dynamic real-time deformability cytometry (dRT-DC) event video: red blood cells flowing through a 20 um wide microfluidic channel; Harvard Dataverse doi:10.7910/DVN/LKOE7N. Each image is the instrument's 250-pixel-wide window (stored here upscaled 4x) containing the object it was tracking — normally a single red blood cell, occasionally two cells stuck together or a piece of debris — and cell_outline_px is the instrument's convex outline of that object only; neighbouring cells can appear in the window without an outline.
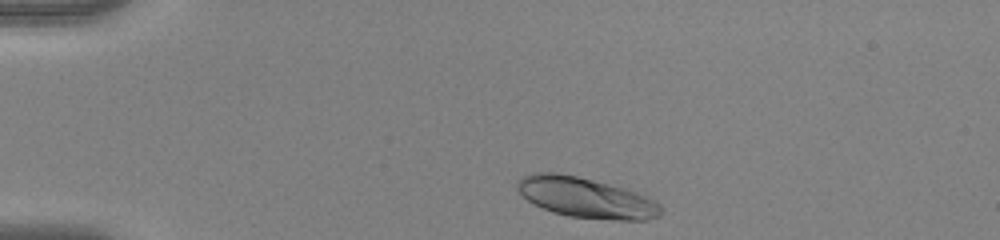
{"species": "human", "species_latin": "Homo sapiens", "temperature_condition": "warm", "stored_images_in_passage": 37, "camera_frame_rate_fps": 3000, "um_per_image_px": 0.085, "donor": {"sex": "female"}, "frame": {"image": 1, "passage_image": 2, "time_ms": 0.333, "image_size_px": [1000, 240], "cell_outline_px": [[664, 208], [660, 216], [648, 220], [612, 220], [568, 216], [552, 212], [528, 200], [516, 188], [516, 180], [532, 172], [556, 172], [576, 176], [624, 188], [636, 192], [660, 204]], "centroid_in_image_um": [49.81, 16.8], "position_along_channel_um": 35.2, "area_um2": 33.64}}
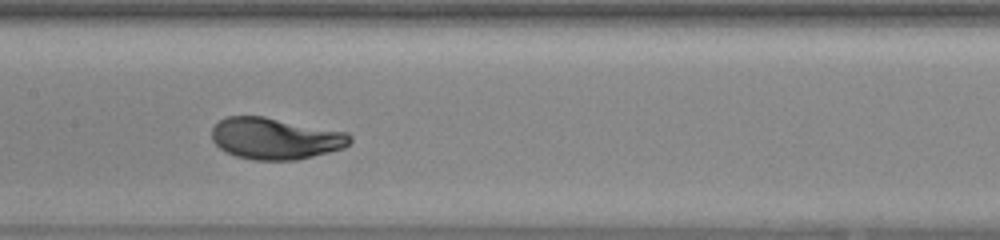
{"frame": {"image": 2, "passage_image": 18, "time_ms": 5.667, "image_size_px": [1000, 240], "cell_outline_px": [[352, 140], [344, 148], [296, 160], [252, 160], [236, 156], [220, 148], [212, 140], [212, 128], [220, 120], [228, 116], [264, 116], [348, 132], [352, 136]], "centroid_in_image_um": [23.42, 11.77], "position_along_channel_um": 184.0, "area_um2": 33.47}}
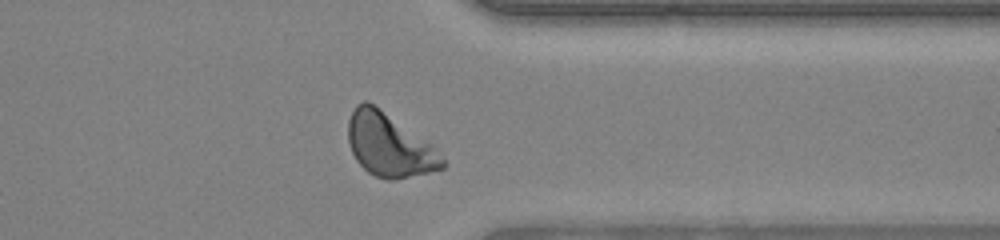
{"frame": {"image": 3, "passage_image": 33, "time_ms": 10.667, "image_size_px": [1000, 240], "cell_outline_px": [[448, 164], [444, 168], [428, 172], [392, 180], [388, 180], [376, 176], [368, 172], [356, 160], [352, 152], [348, 140], [348, 120], [356, 104], [364, 100], [368, 100], [432, 144]], "centroid_in_image_um": [33.08, 12.32], "position_along_channel_um": 378.3, "area_um2": 34.56}, "authors_computed_cell_mechanics": {"area_um2": 33.0616, "velocity_mm_per_s": 3.921, "shape_relaxation_time_tau1_ms": 2.0883, "shape_relaxation_time_tau2_ms": null, "deformation_change_tau1": 0.1813, "deformation_change_tau2": null}}